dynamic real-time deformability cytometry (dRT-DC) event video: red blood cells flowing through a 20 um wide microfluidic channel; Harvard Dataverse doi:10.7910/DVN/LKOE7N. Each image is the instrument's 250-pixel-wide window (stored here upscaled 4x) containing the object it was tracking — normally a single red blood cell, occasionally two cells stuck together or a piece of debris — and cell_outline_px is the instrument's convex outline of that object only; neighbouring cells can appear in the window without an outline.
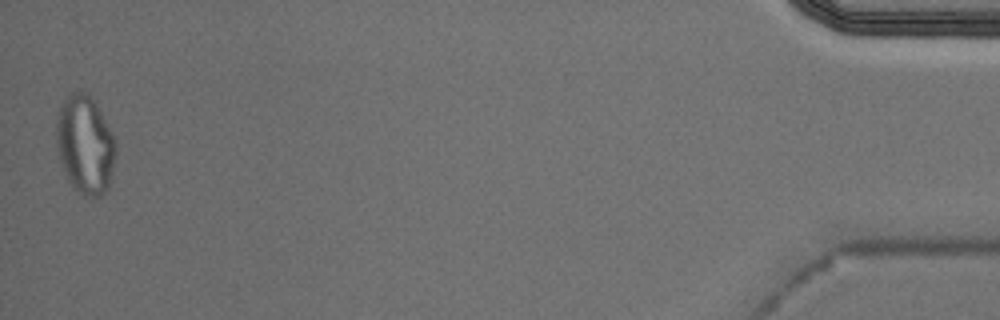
{"species": "Egyptian fruit bat (a non-hibernating species)", "species_latin": "Rousettus aegyptiacus", "temperature_condition": "cold", "stored_images_in_passage": 53, "camera_frame_rate_fps": 3000, "um_per_image_px": 0.085, "animal": {"sex": "male"}, "frame": {"image": 1, "passage_image": 53, "time_ms": 17.333, "image_size_px": [1000, 320], "cell_outline_px": [[116, 152], [112, 176], [108, 188], [100, 196], [88, 196], [80, 192], [68, 180], [60, 160], [56, 144], [56, 116], [64, 100], [72, 92], [88, 92], [96, 104], [112, 132], [116, 140]], "centroid_in_image_um": [7.24, 12.28], "position_along_channel_um": 428.0, "area_um2": 33.99}, "authors_computed_cell_mechanics": {"area_um2": 21.7906, "velocity_mm_per_s": 3.7282, "shape_relaxation_time_tau1_ms": null, "shape_relaxation_time_tau2_ms": 2.0432, "deformation_change_tau1": null, "deformation_change_tau2": 0.0788}}